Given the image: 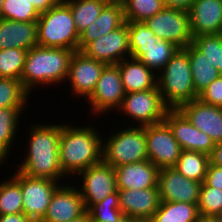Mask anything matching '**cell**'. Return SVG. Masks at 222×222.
<instances>
[{
    "instance_id": "1",
    "label": "cell",
    "mask_w": 222,
    "mask_h": 222,
    "mask_svg": "<svg viewBox=\"0 0 222 222\" xmlns=\"http://www.w3.org/2000/svg\"><path fill=\"white\" fill-rule=\"evenodd\" d=\"M29 144L26 157L18 167V171L43 179L64 180V175L59 162V140L61 124L31 125ZM64 176V177H63ZM60 178V179H59Z\"/></svg>"
},
{
    "instance_id": "2",
    "label": "cell",
    "mask_w": 222,
    "mask_h": 222,
    "mask_svg": "<svg viewBox=\"0 0 222 222\" xmlns=\"http://www.w3.org/2000/svg\"><path fill=\"white\" fill-rule=\"evenodd\" d=\"M94 126L62 125L59 162L64 175L75 176L102 162L103 136Z\"/></svg>"
},
{
    "instance_id": "3",
    "label": "cell",
    "mask_w": 222,
    "mask_h": 222,
    "mask_svg": "<svg viewBox=\"0 0 222 222\" xmlns=\"http://www.w3.org/2000/svg\"><path fill=\"white\" fill-rule=\"evenodd\" d=\"M74 52L66 48L32 47L27 51L21 75L23 87L30 93L38 85H60L66 81Z\"/></svg>"
},
{
    "instance_id": "4",
    "label": "cell",
    "mask_w": 222,
    "mask_h": 222,
    "mask_svg": "<svg viewBox=\"0 0 222 222\" xmlns=\"http://www.w3.org/2000/svg\"><path fill=\"white\" fill-rule=\"evenodd\" d=\"M157 74V86L162 100L169 109L198 98L187 51L179 48L167 65Z\"/></svg>"
},
{
    "instance_id": "5",
    "label": "cell",
    "mask_w": 222,
    "mask_h": 222,
    "mask_svg": "<svg viewBox=\"0 0 222 222\" xmlns=\"http://www.w3.org/2000/svg\"><path fill=\"white\" fill-rule=\"evenodd\" d=\"M77 32L70 6L62 0L37 20V44L43 47L78 51Z\"/></svg>"
},
{
    "instance_id": "6",
    "label": "cell",
    "mask_w": 222,
    "mask_h": 222,
    "mask_svg": "<svg viewBox=\"0 0 222 222\" xmlns=\"http://www.w3.org/2000/svg\"><path fill=\"white\" fill-rule=\"evenodd\" d=\"M127 127L103 140L102 161L114 168L148 159L145 126Z\"/></svg>"
},
{
    "instance_id": "7",
    "label": "cell",
    "mask_w": 222,
    "mask_h": 222,
    "mask_svg": "<svg viewBox=\"0 0 222 222\" xmlns=\"http://www.w3.org/2000/svg\"><path fill=\"white\" fill-rule=\"evenodd\" d=\"M168 109L162 100L158 87L126 93L118 108L120 112L123 111L124 115L138 122V126L163 122Z\"/></svg>"
},
{
    "instance_id": "8",
    "label": "cell",
    "mask_w": 222,
    "mask_h": 222,
    "mask_svg": "<svg viewBox=\"0 0 222 222\" xmlns=\"http://www.w3.org/2000/svg\"><path fill=\"white\" fill-rule=\"evenodd\" d=\"M12 176L20 185L23 199V213L34 222L45 216L55 190L61 185L56 180L34 178L18 170Z\"/></svg>"
},
{
    "instance_id": "9",
    "label": "cell",
    "mask_w": 222,
    "mask_h": 222,
    "mask_svg": "<svg viewBox=\"0 0 222 222\" xmlns=\"http://www.w3.org/2000/svg\"><path fill=\"white\" fill-rule=\"evenodd\" d=\"M145 23L159 39L170 41L179 48L193 42L187 11L164 7Z\"/></svg>"
},
{
    "instance_id": "10",
    "label": "cell",
    "mask_w": 222,
    "mask_h": 222,
    "mask_svg": "<svg viewBox=\"0 0 222 222\" xmlns=\"http://www.w3.org/2000/svg\"><path fill=\"white\" fill-rule=\"evenodd\" d=\"M148 160L159 169L174 167L181 154V147L170 127L163 121L145 126Z\"/></svg>"
},
{
    "instance_id": "11",
    "label": "cell",
    "mask_w": 222,
    "mask_h": 222,
    "mask_svg": "<svg viewBox=\"0 0 222 222\" xmlns=\"http://www.w3.org/2000/svg\"><path fill=\"white\" fill-rule=\"evenodd\" d=\"M81 52L106 65H116L127 57L130 58L128 21L116 30L89 42Z\"/></svg>"
},
{
    "instance_id": "12",
    "label": "cell",
    "mask_w": 222,
    "mask_h": 222,
    "mask_svg": "<svg viewBox=\"0 0 222 222\" xmlns=\"http://www.w3.org/2000/svg\"><path fill=\"white\" fill-rule=\"evenodd\" d=\"M125 90L117 65H106L101 72L93 93L87 99L95 114L107 113L118 109L125 97Z\"/></svg>"
},
{
    "instance_id": "13",
    "label": "cell",
    "mask_w": 222,
    "mask_h": 222,
    "mask_svg": "<svg viewBox=\"0 0 222 222\" xmlns=\"http://www.w3.org/2000/svg\"><path fill=\"white\" fill-rule=\"evenodd\" d=\"M78 175L83 180L79 191L86 209L117 191L115 168L103 161L90 166Z\"/></svg>"
},
{
    "instance_id": "14",
    "label": "cell",
    "mask_w": 222,
    "mask_h": 222,
    "mask_svg": "<svg viewBox=\"0 0 222 222\" xmlns=\"http://www.w3.org/2000/svg\"><path fill=\"white\" fill-rule=\"evenodd\" d=\"M171 129L182 150L212 153L215 142L194 127L179 109H168L163 120Z\"/></svg>"
},
{
    "instance_id": "15",
    "label": "cell",
    "mask_w": 222,
    "mask_h": 222,
    "mask_svg": "<svg viewBox=\"0 0 222 222\" xmlns=\"http://www.w3.org/2000/svg\"><path fill=\"white\" fill-rule=\"evenodd\" d=\"M105 66V63L87 57L81 51H75L69 65L68 80H66L74 95L88 99Z\"/></svg>"
},
{
    "instance_id": "16",
    "label": "cell",
    "mask_w": 222,
    "mask_h": 222,
    "mask_svg": "<svg viewBox=\"0 0 222 222\" xmlns=\"http://www.w3.org/2000/svg\"><path fill=\"white\" fill-rule=\"evenodd\" d=\"M202 182L184 177L174 167L162 168L158 174L160 200L198 203Z\"/></svg>"
},
{
    "instance_id": "17",
    "label": "cell",
    "mask_w": 222,
    "mask_h": 222,
    "mask_svg": "<svg viewBox=\"0 0 222 222\" xmlns=\"http://www.w3.org/2000/svg\"><path fill=\"white\" fill-rule=\"evenodd\" d=\"M87 212L79 187L59 186L52 195L47 212L40 222H69Z\"/></svg>"
},
{
    "instance_id": "18",
    "label": "cell",
    "mask_w": 222,
    "mask_h": 222,
    "mask_svg": "<svg viewBox=\"0 0 222 222\" xmlns=\"http://www.w3.org/2000/svg\"><path fill=\"white\" fill-rule=\"evenodd\" d=\"M122 213L138 222H148L160 206L159 188L117 189Z\"/></svg>"
},
{
    "instance_id": "19",
    "label": "cell",
    "mask_w": 222,
    "mask_h": 222,
    "mask_svg": "<svg viewBox=\"0 0 222 222\" xmlns=\"http://www.w3.org/2000/svg\"><path fill=\"white\" fill-rule=\"evenodd\" d=\"M190 123L206 133L215 143L222 141V108L202 102L198 98L178 108Z\"/></svg>"
},
{
    "instance_id": "20",
    "label": "cell",
    "mask_w": 222,
    "mask_h": 222,
    "mask_svg": "<svg viewBox=\"0 0 222 222\" xmlns=\"http://www.w3.org/2000/svg\"><path fill=\"white\" fill-rule=\"evenodd\" d=\"M188 14L192 37L222 33V0H195Z\"/></svg>"
},
{
    "instance_id": "21",
    "label": "cell",
    "mask_w": 222,
    "mask_h": 222,
    "mask_svg": "<svg viewBox=\"0 0 222 222\" xmlns=\"http://www.w3.org/2000/svg\"><path fill=\"white\" fill-rule=\"evenodd\" d=\"M159 170L148 159L115 167L117 189L158 188Z\"/></svg>"
},
{
    "instance_id": "22",
    "label": "cell",
    "mask_w": 222,
    "mask_h": 222,
    "mask_svg": "<svg viewBox=\"0 0 222 222\" xmlns=\"http://www.w3.org/2000/svg\"><path fill=\"white\" fill-rule=\"evenodd\" d=\"M37 45V21L19 22L0 18V49L28 51Z\"/></svg>"
},
{
    "instance_id": "23",
    "label": "cell",
    "mask_w": 222,
    "mask_h": 222,
    "mask_svg": "<svg viewBox=\"0 0 222 222\" xmlns=\"http://www.w3.org/2000/svg\"><path fill=\"white\" fill-rule=\"evenodd\" d=\"M125 22L123 6L107 4L99 17L80 33L78 51L89 42L121 27Z\"/></svg>"
},
{
    "instance_id": "24",
    "label": "cell",
    "mask_w": 222,
    "mask_h": 222,
    "mask_svg": "<svg viewBox=\"0 0 222 222\" xmlns=\"http://www.w3.org/2000/svg\"><path fill=\"white\" fill-rule=\"evenodd\" d=\"M119 67L125 93L157 88V75L137 59L126 58Z\"/></svg>"
},
{
    "instance_id": "25",
    "label": "cell",
    "mask_w": 222,
    "mask_h": 222,
    "mask_svg": "<svg viewBox=\"0 0 222 222\" xmlns=\"http://www.w3.org/2000/svg\"><path fill=\"white\" fill-rule=\"evenodd\" d=\"M187 51L192 71L195 92L199 95L222 73L214 67L206 56L192 43L184 48Z\"/></svg>"
},
{
    "instance_id": "26",
    "label": "cell",
    "mask_w": 222,
    "mask_h": 222,
    "mask_svg": "<svg viewBox=\"0 0 222 222\" xmlns=\"http://www.w3.org/2000/svg\"><path fill=\"white\" fill-rule=\"evenodd\" d=\"M178 49L179 47L174 43L158 39L156 43H153L149 47H139L131 55V58L139 60L148 68L155 71L156 74H159Z\"/></svg>"
},
{
    "instance_id": "27",
    "label": "cell",
    "mask_w": 222,
    "mask_h": 222,
    "mask_svg": "<svg viewBox=\"0 0 222 222\" xmlns=\"http://www.w3.org/2000/svg\"><path fill=\"white\" fill-rule=\"evenodd\" d=\"M24 107L0 108V165L6 162L12 141L15 139L19 127V118ZM20 116V117H19Z\"/></svg>"
},
{
    "instance_id": "28",
    "label": "cell",
    "mask_w": 222,
    "mask_h": 222,
    "mask_svg": "<svg viewBox=\"0 0 222 222\" xmlns=\"http://www.w3.org/2000/svg\"><path fill=\"white\" fill-rule=\"evenodd\" d=\"M198 203L161 201L149 222H197Z\"/></svg>"
},
{
    "instance_id": "29",
    "label": "cell",
    "mask_w": 222,
    "mask_h": 222,
    "mask_svg": "<svg viewBox=\"0 0 222 222\" xmlns=\"http://www.w3.org/2000/svg\"><path fill=\"white\" fill-rule=\"evenodd\" d=\"M209 164L210 157L206 153L182 150L174 168L184 177L203 183Z\"/></svg>"
},
{
    "instance_id": "30",
    "label": "cell",
    "mask_w": 222,
    "mask_h": 222,
    "mask_svg": "<svg viewBox=\"0 0 222 222\" xmlns=\"http://www.w3.org/2000/svg\"><path fill=\"white\" fill-rule=\"evenodd\" d=\"M71 9L77 32L80 34L100 15L107 5L104 0H64Z\"/></svg>"
},
{
    "instance_id": "31",
    "label": "cell",
    "mask_w": 222,
    "mask_h": 222,
    "mask_svg": "<svg viewBox=\"0 0 222 222\" xmlns=\"http://www.w3.org/2000/svg\"><path fill=\"white\" fill-rule=\"evenodd\" d=\"M8 180L0 181V215L23 212L21 185L13 177Z\"/></svg>"
},
{
    "instance_id": "32",
    "label": "cell",
    "mask_w": 222,
    "mask_h": 222,
    "mask_svg": "<svg viewBox=\"0 0 222 222\" xmlns=\"http://www.w3.org/2000/svg\"><path fill=\"white\" fill-rule=\"evenodd\" d=\"M28 95L20 80L0 78V108L25 107Z\"/></svg>"
},
{
    "instance_id": "33",
    "label": "cell",
    "mask_w": 222,
    "mask_h": 222,
    "mask_svg": "<svg viewBox=\"0 0 222 222\" xmlns=\"http://www.w3.org/2000/svg\"><path fill=\"white\" fill-rule=\"evenodd\" d=\"M27 50L19 48L0 49V78L21 81Z\"/></svg>"
},
{
    "instance_id": "34",
    "label": "cell",
    "mask_w": 222,
    "mask_h": 222,
    "mask_svg": "<svg viewBox=\"0 0 222 222\" xmlns=\"http://www.w3.org/2000/svg\"><path fill=\"white\" fill-rule=\"evenodd\" d=\"M87 212L90 215L91 222H116L124 214L119 206L118 190L108 195L103 201L93 203Z\"/></svg>"
},
{
    "instance_id": "35",
    "label": "cell",
    "mask_w": 222,
    "mask_h": 222,
    "mask_svg": "<svg viewBox=\"0 0 222 222\" xmlns=\"http://www.w3.org/2000/svg\"><path fill=\"white\" fill-rule=\"evenodd\" d=\"M164 0H127L123 5L125 21H146L159 13Z\"/></svg>"
},
{
    "instance_id": "36",
    "label": "cell",
    "mask_w": 222,
    "mask_h": 222,
    "mask_svg": "<svg viewBox=\"0 0 222 222\" xmlns=\"http://www.w3.org/2000/svg\"><path fill=\"white\" fill-rule=\"evenodd\" d=\"M192 44L222 73V33L193 37Z\"/></svg>"
},
{
    "instance_id": "37",
    "label": "cell",
    "mask_w": 222,
    "mask_h": 222,
    "mask_svg": "<svg viewBox=\"0 0 222 222\" xmlns=\"http://www.w3.org/2000/svg\"><path fill=\"white\" fill-rule=\"evenodd\" d=\"M39 16L38 11L28 0H4L0 18L19 22H33L37 21Z\"/></svg>"
},
{
    "instance_id": "38",
    "label": "cell",
    "mask_w": 222,
    "mask_h": 222,
    "mask_svg": "<svg viewBox=\"0 0 222 222\" xmlns=\"http://www.w3.org/2000/svg\"><path fill=\"white\" fill-rule=\"evenodd\" d=\"M131 55L139 47H149L158 41V37L144 21H128Z\"/></svg>"
},
{
    "instance_id": "39",
    "label": "cell",
    "mask_w": 222,
    "mask_h": 222,
    "mask_svg": "<svg viewBox=\"0 0 222 222\" xmlns=\"http://www.w3.org/2000/svg\"><path fill=\"white\" fill-rule=\"evenodd\" d=\"M197 206L199 215H217L222 209V190L203 182Z\"/></svg>"
},
{
    "instance_id": "40",
    "label": "cell",
    "mask_w": 222,
    "mask_h": 222,
    "mask_svg": "<svg viewBox=\"0 0 222 222\" xmlns=\"http://www.w3.org/2000/svg\"><path fill=\"white\" fill-rule=\"evenodd\" d=\"M198 99L222 108V74L199 94Z\"/></svg>"
},
{
    "instance_id": "41",
    "label": "cell",
    "mask_w": 222,
    "mask_h": 222,
    "mask_svg": "<svg viewBox=\"0 0 222 222\" xmlns=\"http://www.w3.org/2000/svg\"><path fill=\"white\" fill-rule=\"evenodd\" d=\"M204 182L210 187L222 190V167L210 163Z\"/></svg>"
},
{
    "instance_id": "42",
    "label": "cell",
    "mask_w": 222,
    "mask_h": 222,
    "mask_svg": "<svg viewBox=\"0 0 222 222\" xmlns=\"http://www.w3.org/2000/svg\"><path fill=\"white\" fill-rule=\"evenodd\" d=\"M39 14H42L52 8L53 6L60 3L62 0H28Z\"/></svg>"
},
{
    "instance_id": "43",
    "label": "cell",
    "mask_w": 222,
    "mask_h": 222,
    "mask_svg": "<svg viewBox=\"0 0 222 222\" xmlns=\"http://www.w3.org/2000/svg\"><path fill=\"white\" fill-rule=\"evenodd\" d=\"M195 0H164V5L167 8L180 9L189 11Z\"/></svg>"
},
{
    "instance_id": "44",
    "label": "cell",
    "mask_w": 222,
    "mask_h": 222,
    "mask_svg": "<svg viewBox=\"0 0 222 222\" xmlns=\"http://www.w3.org/2000/svg\"><path fill=\"white\" fill-rule=\"evenodd\" d=\"M0 222H34L25 213L0 215Z\"/></svg>"
},
{
    "instance_id": "45",
    "label": "cell",
    "mask_w": 222,
    "mask_h": 222,
    "mask_svg": "<svg viewBox=\"0 0 222 222\" xmlns=\"http://www.w3.org/2000/svg\"><path fill=\"white\" fill-rule=\"evenodd\" d=\"M210 163L222 167V141L215 143L212 153L209 155Z\"/></svg>"
},
{
    "instance_id": "46",
    "label": "cell",
    "mask_w": 222,
    "mask_h": 222,
    "mask_svg": "<svg viewBox=\"0 0 222 222\" xmlns=\"http://www.w3.org/2000/svg\"><path fill=\"white\" fill-rule=\"evenodd\" d=\"M197 222H222L217 215H199Z\"/></svg>"
},
{
    "instance_id": "47",
    "label": "cell",
    "mask_w": 222,
    "mask_h": 222,
    "mask_svg": "<svg viewBox=\"0 0 222 222\" xmlns=\"http://www.w3.org/2000/svg\"><path fill=\"white\" fill-rule=\"evenodd\" d=\"M69 222H91V218L88 212H86L84 215L73 219L72 221Z\"/></svg>"
},
{
    "instance_id": "48",
    "label": "cell",
    "mask_w": 222,
    "mask_h": 222,
    "mask_svg": "<svg viewBox=\"0 0 222 222\" xmlns=\"http://www.w3.org/2000/svg\"><path fill=\"white\" fill-rule=\"evenodd\" d=\"M107 4L123 6L127 0H104Z\"/></svg>"
},
{
    "instance_id": "49",
    "label": "cell",
    "mask_w": 222,
    "mask_h": 222,
    "mask_svg": "<svg viewBox=\"0 0 222 222\" xmlns=\"http://www.w3.org/2000/svg\"><path fill=\"white\" fill-rule=\"evenodd\" d=\"M116 222H138V221L129 216L124 215Z\"/></svg>"
},
{
    "instance_id": "50",
    "label": "cell",
    "mask_w": 222,
    "mask_h": 222,
    "mask_svg": "<svg viewBox=\"0 0 222 222\" xmlns=\"http://www.w3.org/2000/svg\"><path fill=\"white\" fill-rule=\"evenodd\" d=\"M3 2H4V0H0V17H1V14H2Z\"/></svg>"
},
{
    "instance_id": "51",
    "label": "cell",
    "mask_w": 222,
    "mask_h": 222,
    "mask_svg": "<svg viewBox=\"0 0 222 222\" xmlns=\"http://www.w3.org/2000/svg\"><path fill=\"white\" fill-rule=\"evenodd\" d=\"M218 218L222 221V209L220 210V212L217 214Z\"/></svg>"
}]
</instances>
